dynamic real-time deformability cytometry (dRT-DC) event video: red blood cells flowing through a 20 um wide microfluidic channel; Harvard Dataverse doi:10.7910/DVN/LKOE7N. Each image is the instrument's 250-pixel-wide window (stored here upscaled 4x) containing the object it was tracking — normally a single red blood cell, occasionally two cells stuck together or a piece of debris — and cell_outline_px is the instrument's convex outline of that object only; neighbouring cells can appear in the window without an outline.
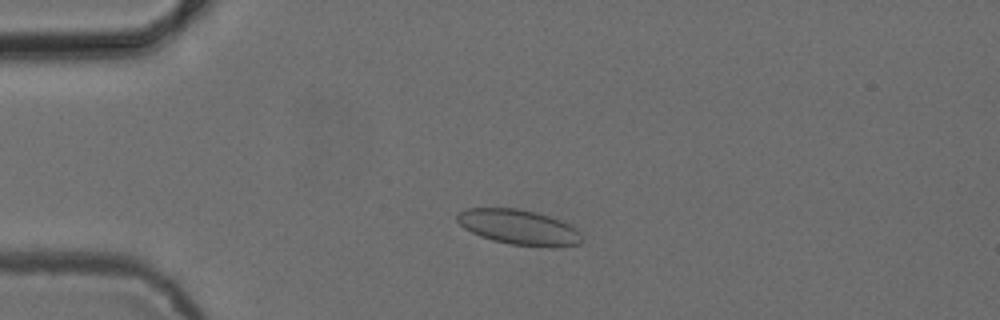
{"species": "common noctule bat (a hibernating species)", "species_latin": "Nyctalus noctula", "temperature_condition": "cold", "stored_images_in_passage": 50, "camera_frame_rate_fps": 3000, "um_per_image_px": 0.085, "animal": {"sex": "female", "body_mass_g": 24.6, "forearm_length_mm": 56.2}, "frame": {"image": 1, "passage_image": 10, "time_ms": 3.0, "image_size_px": [1000, 320], "cell_outline_px": [[584, 240], [580, 244], [552, 248], [548, 248], [508, 244], [492, 240], [480, 236], [464, 228], [456, 220], [456, 212], [464, 208], [516, 208], [536, 212], [560, 220], [576, 228], [580, 232]], "centroid_in_image_um": [44.11, 19.32], "position_along_channel_um": 40.9, "area_um2": 25.95}}
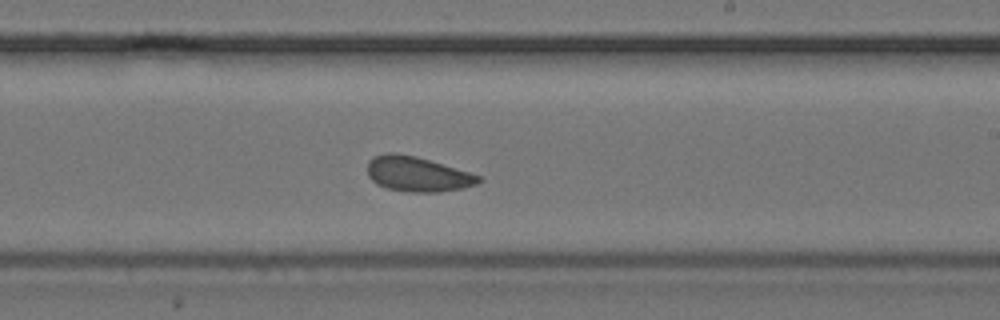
{"frame": {"image": 2, "passage_image": 29, "time_ms": 9.333, "image_size_px": [1000, 320], "cell_outline_px": [[480, 180], [476, 184], [464, 188], [440, 192], [408, 192], [388, 188], [376, 184], [368, 176], [368, 160], [372, 156], [388, 152], [396, 152], [416, 156], [468, 172], [480, 176]], "centroid_in_image_um": [35.43, 14.79], "position_along_channel_um": 253.6, "area_um2": 22.6}}
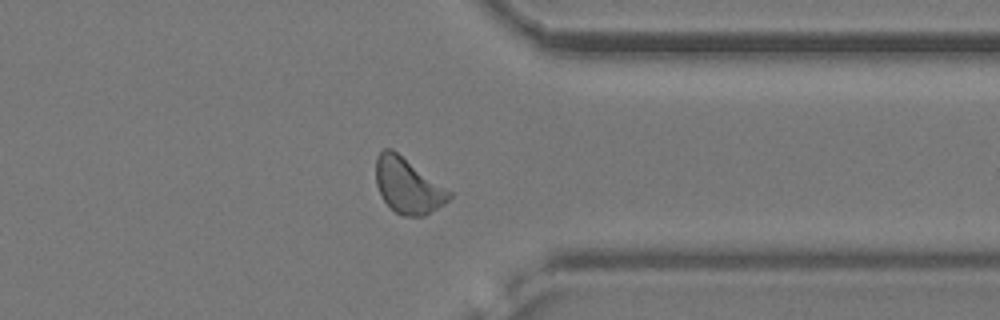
{"frame": {"image": 3, "passage_image": 39, "time_ms": 12.667, "image_size_px": [1000, 320], "cell_outline_px": [[452, 196], [444, 204], [424, 216], [404, 216], [396, 212], [384, 200], [376, 184], [376, 156], [384, 148], [392, 148], [452, 192]], "centroid_in_image_um": [34.67, 15.77], "position_along_channel_um": 376.7, "area_um2": 23.41}, "authors_computed_cell_mechanics": {"area_um2": 23.0622, "velocity_mm_per_s": 3.8246, "shape_relaxation_time_tau1_ms": 3.1429, "shape_relaxation_time_tau2_ms": 1.6045, "deformation_change_tau1": 0.0616, "deformation_change_tau2": 0.0638}}